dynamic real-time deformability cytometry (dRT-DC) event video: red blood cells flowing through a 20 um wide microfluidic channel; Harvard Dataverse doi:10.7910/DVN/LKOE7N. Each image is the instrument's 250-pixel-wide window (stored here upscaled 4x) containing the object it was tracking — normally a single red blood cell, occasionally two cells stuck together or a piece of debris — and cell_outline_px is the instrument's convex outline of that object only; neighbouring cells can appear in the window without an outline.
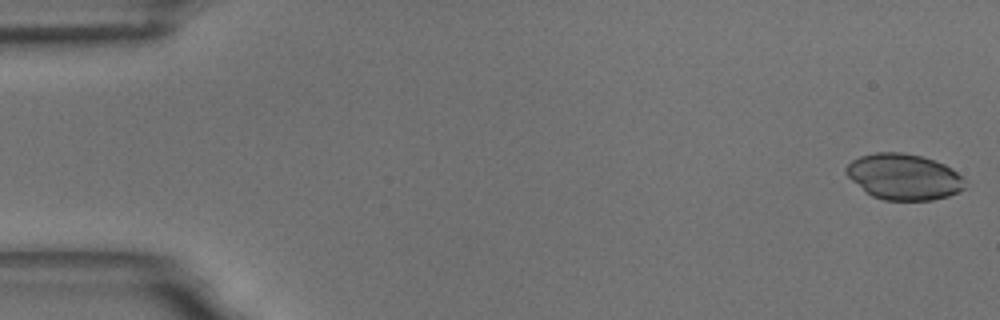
{"species": "common noctule bat (a hibernating species)", "species_latin": "Nyctalus noctula", "temperature_condition": "room temperature", "stored_images_in_passage": 11, "camera_frame_rate_fps": 3000, "um_per_image_px": 0.085, "animal": {"sex": "male", "body_mass_g": 18.8}, "frame": {"image": 1, "passage_image": 1, "time_ms": 0.0, "image_size_px": [1000, 320], "cell_outline_px": [[964, 188], [948, 196], [932, 200], [884, 200], [872, 196], [852, 180], [844, 172], [844, 168], [852, 160], [860, 156], [876, 152], [900, 152], [920, 156], [944, 164], [952, 168], [964, 180]], "centroid_in_image_um": [76.79, 15.02], "position_along_channel_um": 8.2, "area_um2": 31.5}}